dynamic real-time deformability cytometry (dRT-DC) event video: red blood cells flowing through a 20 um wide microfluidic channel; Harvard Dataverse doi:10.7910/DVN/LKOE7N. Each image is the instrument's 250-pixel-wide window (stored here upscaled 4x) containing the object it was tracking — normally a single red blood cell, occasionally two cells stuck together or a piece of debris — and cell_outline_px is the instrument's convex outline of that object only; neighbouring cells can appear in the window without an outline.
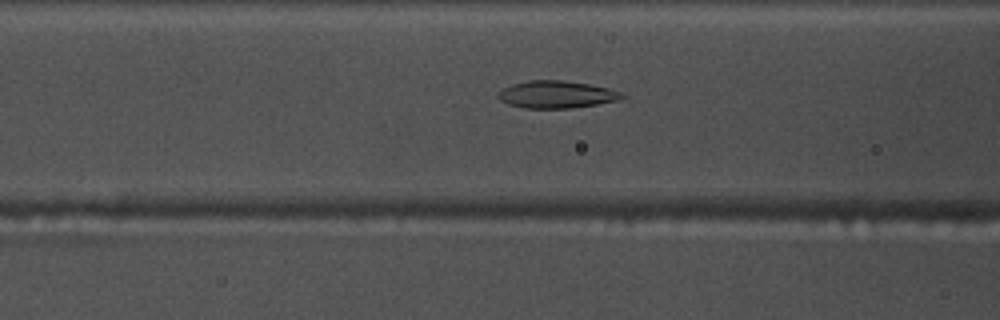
{"species": "common noctule bat (a hibernating species)", "species_latin": "Nyctalus noctula", "temperature_condition": "warm", "stored_images_in_passage": 35, "segment_of_instrument_passage": [1, 2], "camera_frame_rate_fps": 3000, "um_per_image_px": 0.085, "animal": {"sex": "male", "body_mass_g": 17.5, "forearm_length_mm": 52.3}, "frame": {"image": 1, "passage_image": 7, "time_ms": 2.0, "image_size_px": [1000, 320], "cell_outline_px": [[624, 96], [620, 100], [572, 108], [524, 108], [508, 104], [500, 100], [496, 96], [504, 88], [512, 84], [528, 80], [564, 80], [588, 84], [608, 88], [620, 92]], "centroid_in_image_um": [47.28, 8.03], "position_along_channel_um": 119.3, "area_um2": 19.59}}
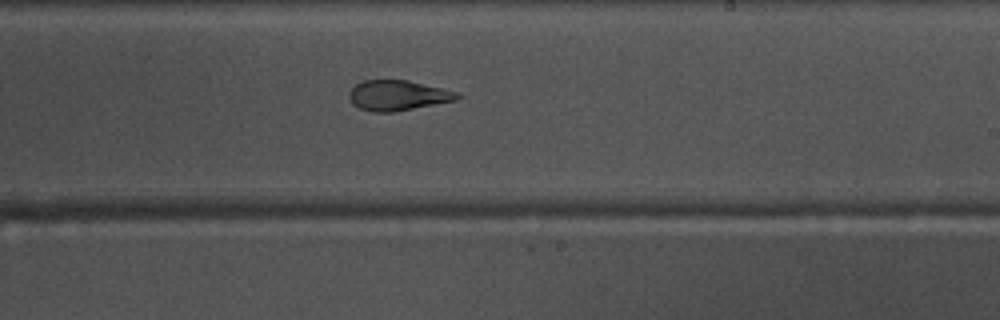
{"frame": {"image": 2, "passage_image": 18, "time_ms": 5.667, "image_size_px": [1000, 320], "cell_outline_px": [[464, 96], [456, 100], [392, 112], [372, 112], [360, 108], [352, 104], [348, 96], [348, 92], [356, 84], [364, 80], [408, 80], [456, 92]], "centroid_in_image_um": [33.78, 8.11], "position_along_channel_um": 255.2, "area_um2": 18.9}}
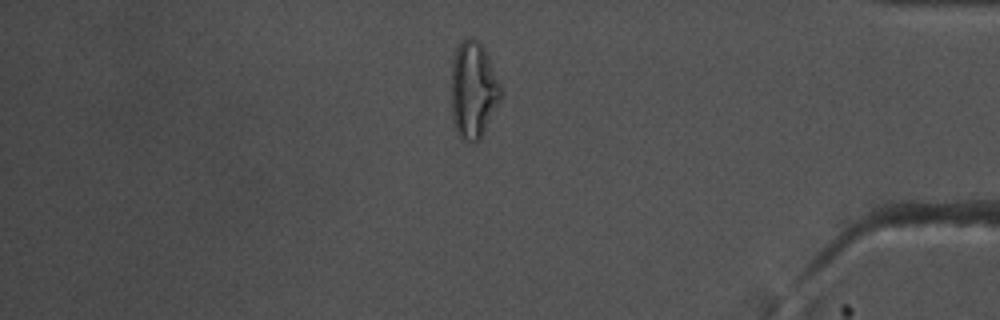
{"frame": {"image": 3, "passage_image": 32, "time_ms": 10.333, "image_size_px": [1000, 320], "cell_outline_px": [[504, 92], [480, 140], [476, 144], [472, 144], [464, 140], [456, 132], [452, 120], [452, 60], [456, 48], [468, 36], [472, 36], [480, 40], [484, 44]], "centroid_in_image_um": [40.25, 7.63], "position_along_channel_um": 394.9, "area_um2": 28.61}}